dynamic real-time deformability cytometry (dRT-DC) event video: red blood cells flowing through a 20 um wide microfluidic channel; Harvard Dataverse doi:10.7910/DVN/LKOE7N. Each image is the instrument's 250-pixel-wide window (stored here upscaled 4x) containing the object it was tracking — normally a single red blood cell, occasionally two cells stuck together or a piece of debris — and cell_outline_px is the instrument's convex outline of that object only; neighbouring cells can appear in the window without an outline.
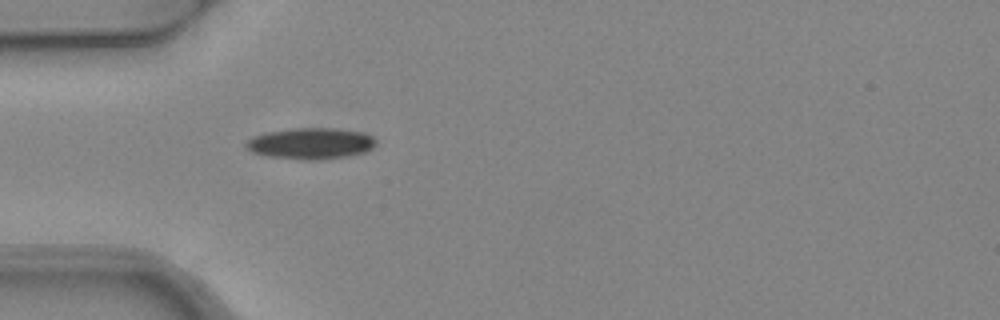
{"species": "common noctule bat (a hibernating species)", "species_latin": "Nyctalus noctula", "temperature_condition": "warm", "stored_images_in_passage": 1, "camera_frame_rate_fps": 3000, "um_per_image_px": 0.085, "animal": {"sex": "female", "body_mass_g": 24.6, "forearm_length_mm": 56.2}, "frame": {"image": 1, "passage_image": 1, "time_ms": 0.0, "image_size_px": [1000, 320], "cell_outline_px": [[376, 144], [372, 148], [364, 152], [348, 156], [312, 160], [304, 160], [268, 156], [252, 152], [244, 148], [244, 144], [252, 136], [264, 132], [292, 128], [336, 128], [364, 132], [372, 136], [376, 140]], "centroid_in_image_um": [26.39, 12.18], "position_along_channel_um": 58.6, "area_um2": 23.87}}